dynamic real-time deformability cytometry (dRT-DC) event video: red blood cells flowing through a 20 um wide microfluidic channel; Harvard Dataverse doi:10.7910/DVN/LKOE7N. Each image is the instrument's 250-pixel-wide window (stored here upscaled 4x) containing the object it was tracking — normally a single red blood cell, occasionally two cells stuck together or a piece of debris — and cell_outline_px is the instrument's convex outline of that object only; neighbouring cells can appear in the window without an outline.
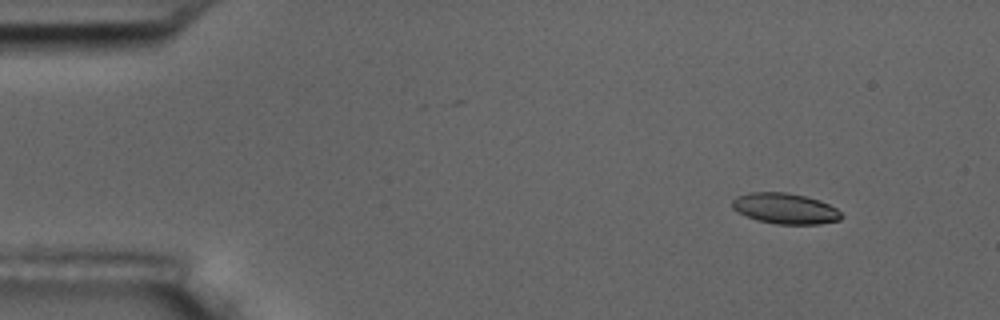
{"species": "common noctule bat (a hibernating species)", "species_latin": "Nyctalus noctula", "temperature_condition": "room temperature", "stored_images_in_passage": 4, "camera_frame_rate_fps": 3000, "um_per_image_px": 0.085, "animal": {"sex": "male", "body_mass_g": 17.5, "forearm_length_mm": 52.3}, "frame": {"image": 1, "passage_image": 1, "time_ms": 0.0, "image_size_px": [1000, 320], "cell_outline_px": [[844, 216], [840, 220], [820, 224], [776, 224], [756, 220], [732, 208], [732, 200], [736, 196], [748, 192], [784, 192], [804, 196], [820, 200], [836, 208]], "centroid_in_image_um": [66.74, 17.72], "position_along_channel_um": 18.3, "area_um2": 19.54}}
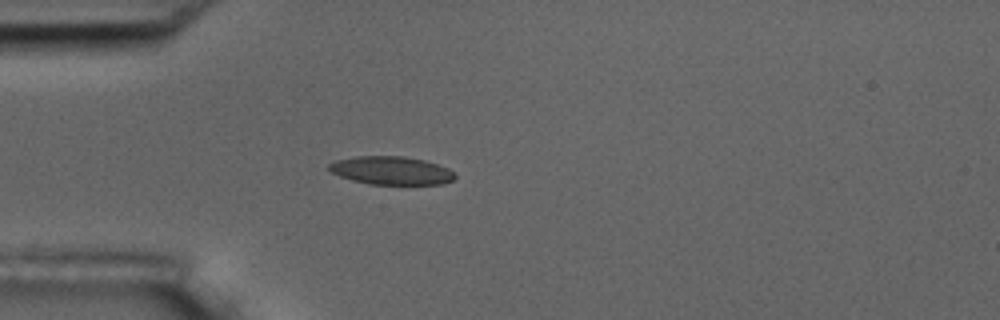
{"frame": {"image": 2, "passage_image": 4, "time_ms": 3.333, "image_size_px": [1000, 320], "cell_outline_px": [[456, 176], [452, 180], [440, 184], [368, 184], [352, 180], [340, 176], [332, 172], [328, 168], [328, 164], [336, 160], [356, 156], [404, 156], [424, 160], [448, 168]], "centroid_in_image_um": [33.23, 14.49], "position_along_channel_um": 51.8, "area_um2": 20.58}}